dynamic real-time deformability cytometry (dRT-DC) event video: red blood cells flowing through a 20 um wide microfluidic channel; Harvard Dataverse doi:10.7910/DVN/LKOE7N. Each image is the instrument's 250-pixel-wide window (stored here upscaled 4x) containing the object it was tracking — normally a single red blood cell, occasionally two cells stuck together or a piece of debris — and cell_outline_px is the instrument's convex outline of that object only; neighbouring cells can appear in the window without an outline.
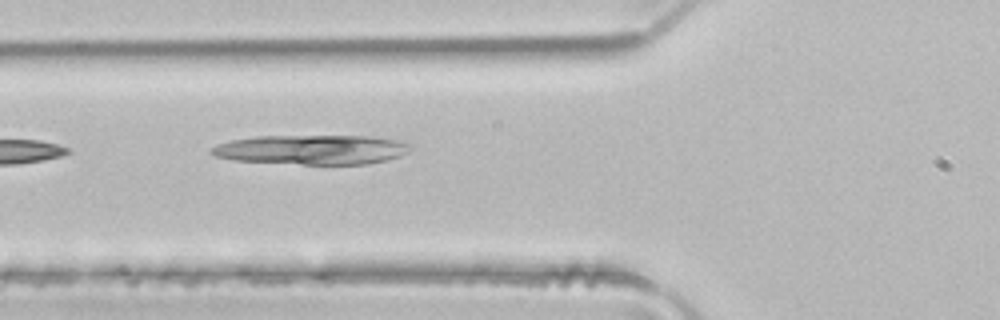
{"species": "common noctule bat (a hibernating species)", "species_latin": "Nyctalus noctula", "temperature_condition": "room temperature", "stored_images_in_passage": 5, "camera_frame_rate_fps": 3000, "um_per_image_px": 0.085, "animal": {"sex": "male", "body_mass_g": 21.5, "forearm_length_mm": 52.0}, "frame": {"image": 1, "passage_image": 5, "time_ms": 1.333, "image_size_px": [1000, 320], "cell_outline_px": [[412, 148], [408, 152], [400, 156], [388, 160], [368, 164], [304, 164], [232, 160], [216, 156], [212, 152], [212, 148], [216, 144], [232, 140], [256, 136], [368, 136], [396, 140], [412, 144]], "centroid_in_image_um": [26.55, 12.72], "position_along_channel_um": 99.2, "area_um2": 34.22}}